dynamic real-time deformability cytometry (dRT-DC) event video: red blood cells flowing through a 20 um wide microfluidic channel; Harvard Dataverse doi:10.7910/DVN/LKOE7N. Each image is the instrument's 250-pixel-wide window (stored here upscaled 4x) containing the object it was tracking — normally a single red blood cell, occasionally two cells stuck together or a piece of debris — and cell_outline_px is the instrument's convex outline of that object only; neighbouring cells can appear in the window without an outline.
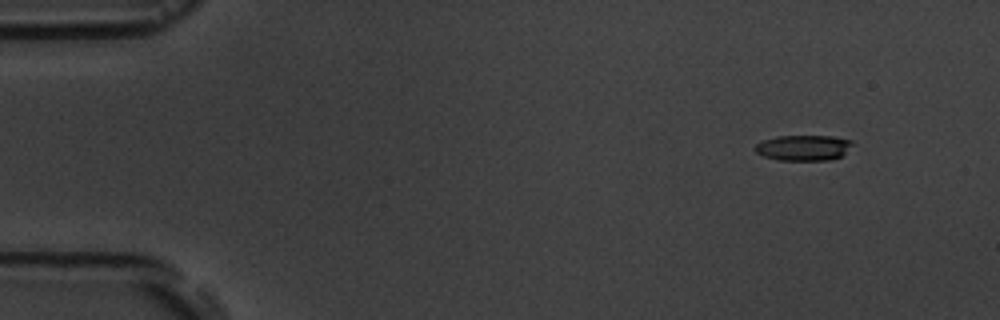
{"species": "common noctule bat (a hibernating species)", "species_latin": "Nyctalus noctula", "temperature_condition": "room temperature", "stored_images_in_passage": 5, "segment_of_instrument_passage": [1, 2], "camera_frame_rate_fps": 3000, "um_per_image_px": 0.085, "animal": {"sex": "male", "body_mass_g": 19.5, "forearm_length_mm": 54.6}, "frame": {"image": 1, "passage_image": 1, "time_ms": 0.0, "image_size_px": [1000, 320], "cell_outline_px": [[852, 144], [840, 156], [832, 160], [780, 160], [764, 156], [756, 152], [756, 144], [764, 140], [776, 136], [832, 136], [852, 140]], "centroid_in_image_um": [68.29, 12.55], "position_along_channel_um": 16.7, "area_um2": 14.28}}